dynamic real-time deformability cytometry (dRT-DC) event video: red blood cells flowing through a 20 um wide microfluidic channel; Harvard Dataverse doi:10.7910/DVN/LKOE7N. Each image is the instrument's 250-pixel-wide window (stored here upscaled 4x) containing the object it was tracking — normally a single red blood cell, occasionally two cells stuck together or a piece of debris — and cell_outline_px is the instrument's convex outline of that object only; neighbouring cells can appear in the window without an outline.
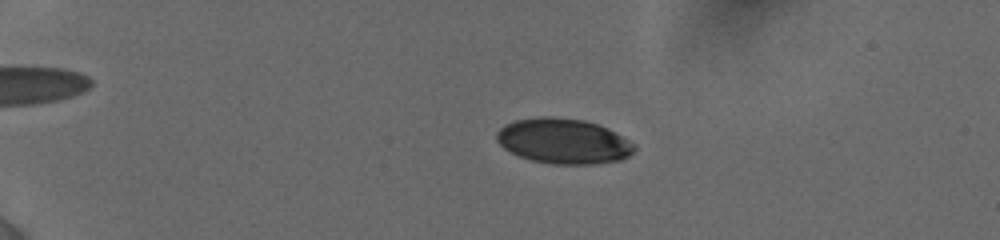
{"species": "human", "species_latin": "Homo sapiens", "temperature_condition": "cold", "stored_images_in_passage": 19, "camera_frame_rate_fps": 3000, "um_per_image_px": 0.085, "donor": {"sex": "female"}, "frame": {"image": 1, "passage_image": 1, "time_ms": 0.0, "image_size_px": [1000, 240], "cell_outline_px": [[636, 148], [628, 156], [620, 160], [596, 164], [552, 164], [532, 160], [520, 156], [504, 148], [496, 140], [496, 132], [504, 124], [512, 120], [540, 116], [552, 116], [584, 120], [608, 128], [636, 144]], "centroid_in_image_um": [47.88, 11.98], "position_along_channel_um": 37.1, "area_um2": 36.47}}
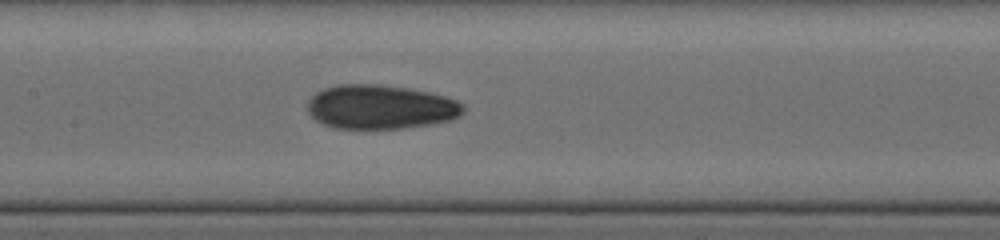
{"frame": {"image": 2, "passage_image": 11, "time_ms": 5.667, "image_size_px": [1000, 240], "cell_outline_px": [[464, 112], [460, 116], [452, 120], [432, 124], [404, 128], [332, 128], [316, 120], [308, 112], [308, 100], [316, 92], [324, 88], [340, 84], [380, 84], [408, 88], [428, 92], [444, 96], [456, 100], [464, 104]], "centroid_in_image_um": [32.36, 9.09], "position_along_channel_um": 175.0, "area_um2": 40.23}}
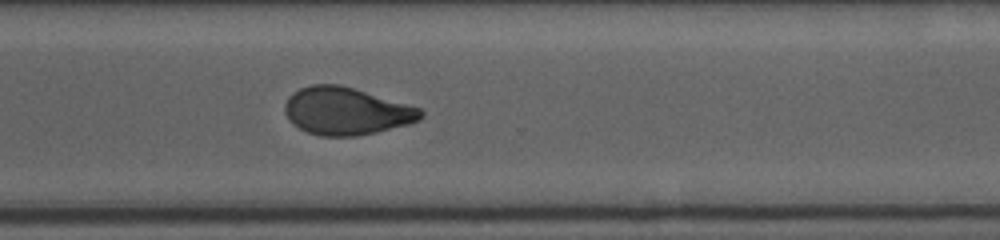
{"frame": {"image": 3, "passage_image": 19, "time_ms": 10.0, "image_size_px": [1000, 240], "cell_outline_px": [[424, 112], [420, 120], [408, 124], [376, 132], [356, 136], [320, 136], [308, 132], [292, 124], [288, 120], [284, 112], [284, 104], [288, 96], [292, 92], [300, 88], [312, 84], [340, 84], [420, 108]], "centroid_in_image_um": [29.38, 9.44], "position_along_channel_um": 341.2, "area_um2": 37.63}}